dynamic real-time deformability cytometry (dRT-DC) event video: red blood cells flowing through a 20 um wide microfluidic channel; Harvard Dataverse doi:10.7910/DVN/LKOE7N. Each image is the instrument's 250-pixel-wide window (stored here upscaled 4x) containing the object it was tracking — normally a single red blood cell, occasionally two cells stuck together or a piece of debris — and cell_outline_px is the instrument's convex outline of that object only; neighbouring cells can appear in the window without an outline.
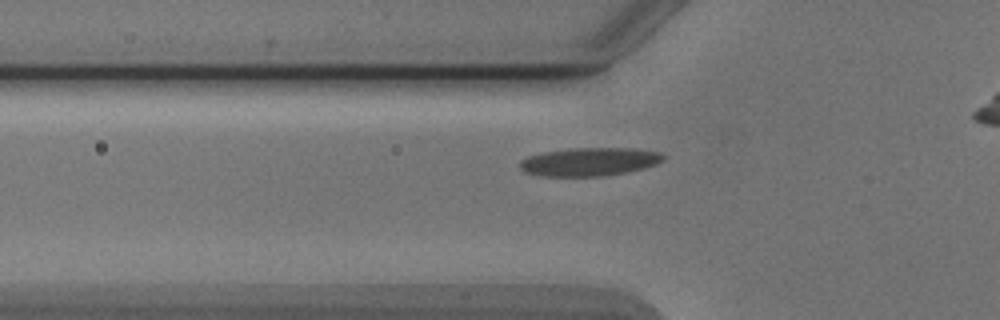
{"species": "Egyptian fruit bat (a non-hibernating species)", "species_latin": "Rousettus aegyptiacus", "temperature_condition": "cold", "stored_images_in_passage": 8, "segment_of_instrument_passage": [2, 2], "camera_frame_rate_fps": 3000, "um_per_image_px": 0.085, "animal": {"sex": "male"}, "frame": {"image": 1, "passage_image": 8, "time_ms": 8.0, "image_size_px": [1000, 320], "cell_outline_px": [[664, 160], [656, 164], [644, 168], [628, 172], [604, 176], [540, 176], [524, 172], [520, 168], [520, 160], [528, 156], [544, 152], [572, 148], [632, 148], [660, 152], [664, 156]], "centroid_in_image_um": [50.1, 13.75], "position_along_channel_um": 75.7, "area_um2": 23.76}}